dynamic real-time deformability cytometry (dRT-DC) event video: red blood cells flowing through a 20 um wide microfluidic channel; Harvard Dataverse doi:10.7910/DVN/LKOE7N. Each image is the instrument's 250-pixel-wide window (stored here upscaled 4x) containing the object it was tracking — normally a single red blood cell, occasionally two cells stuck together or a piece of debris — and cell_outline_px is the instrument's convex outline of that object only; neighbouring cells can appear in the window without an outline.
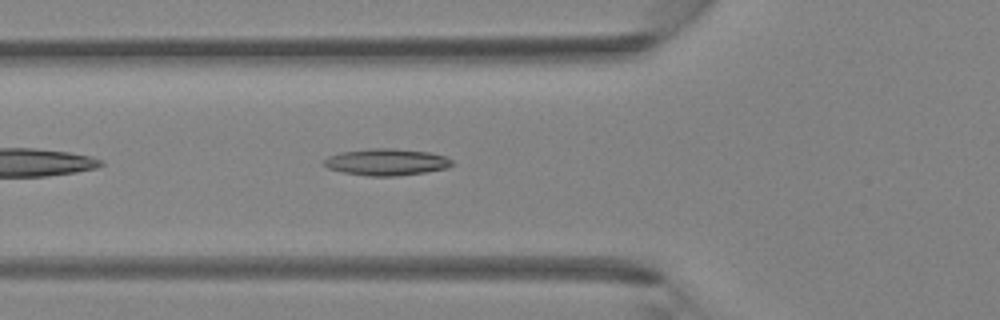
{"species": "Egyptian fruit bat (a non-hibernating species)", "species_latin": "Rousettus aegyptiacus", "temperature_condition": "room temperature", "stored_images_in_passage": 32, "camera_frame_rate_fps": 3000, "um_per_image_px": 0.085, "animal": {"sex": "female"}, "frame": {"image": 1, "passage_image": 4, "time_ms": 1.0, "image_size_px": [1000, 320], "cell_outline_px": [[456, 164], [448, 168], [424, 172], [396, 176], [368, 176], [340, 172], [328, 168], [324, 164], [324, 160], [328, 156], [340, 152], [368, 148], [396, 148], [428, 152], [444, 156], [452, 160]], "centroid_in_image_um": [32.85, 13.77], "position_along_channel_um": 93.0, "area_um2": 20.11}}
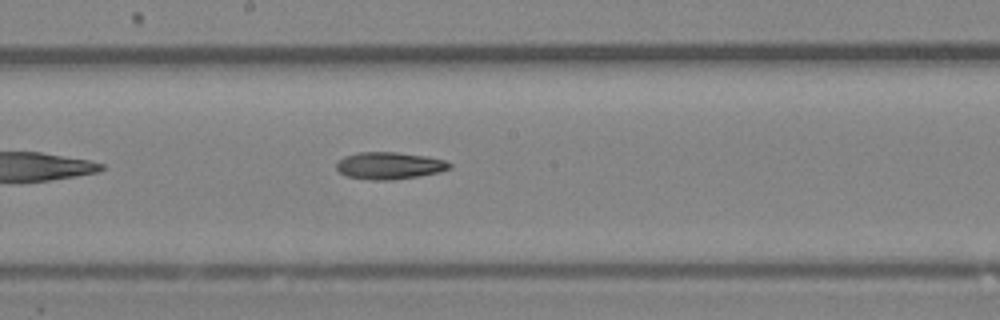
{"frame": {"image": 2, "passage_image": 12, "time_ms": 3.667, "image_size_px": [1000, 320], "cell_outline_px": [[452, 168], [440, 172], [420, 176], [392, 180], [372, 180], [348, 176], [340, 172], [336, 168], [336, 164], [344, 156], [356, 152], [396, 152], [428, 156], [444, 160], [452, 164]], "centroid_in_image_um": [33.13, 14.07], "position_along_channel_um": 215.1, "area_um2": 17.98}}
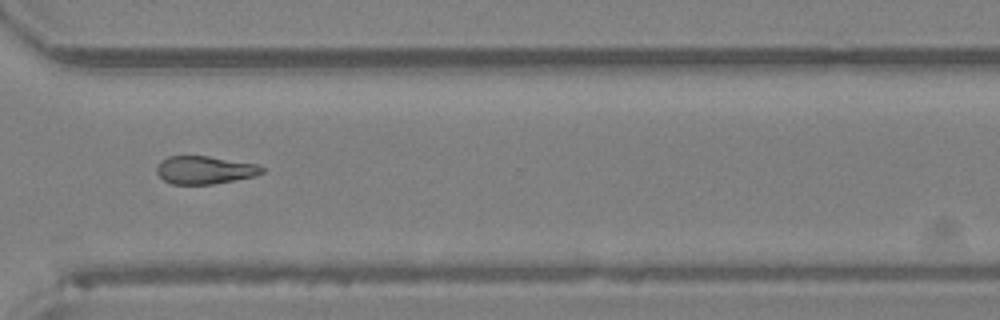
{"frame": {"image": 3, "passage_image": 21, "time_ms": 6.667, "image_size_px": [1000, 320], "cell_outline_px": [[264, 172], [252, 176], [236, 180], [212, 184], [172, 184], [164, 180], [156, 172], [156, 168], [160, 160], [168, 156], [208, 156], [256, 164], [264, 168]], "centroid_in_image_um": [17.37, 14.44], "position_along_channel_um": 353.2, "area_um2": 17.05}}